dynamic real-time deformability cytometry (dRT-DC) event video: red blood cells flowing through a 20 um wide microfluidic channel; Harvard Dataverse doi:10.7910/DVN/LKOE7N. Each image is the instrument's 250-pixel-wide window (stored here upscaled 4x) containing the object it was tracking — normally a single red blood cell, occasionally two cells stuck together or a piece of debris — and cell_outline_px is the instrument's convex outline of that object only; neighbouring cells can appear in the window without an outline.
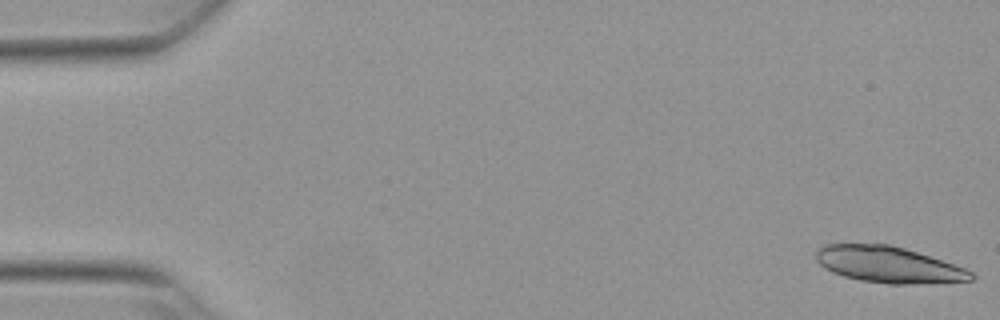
{"species": "Egyptian fruit bat (a non-hibernating species)", "species_latin": "Rousettus aegyptiacus", "temperature_condition": "warm", "stored_images_in_passage": 23, "segment_of_instrument_passage": [1, 2], "camera_frame_rate_fps": 3000, "um_per_image_px": 0.085, "animal": {"sex": "female"}, "frame": {"image": 1, "passage_image": 1, "time_ms": 0.0, "image_size_px": [1000, 320], "cell_outline_px": [[976, 276], [972, 280], [912, 284], [888, 284], [860, 280], [844, 276], [832, 272], [824, 268], [816, 260], [816, 252], [820, 248], [828, 244], [888, 244], [904, 248], [964, 268], [972, 272]], "centroid_in_image_um": [75.49, 22.5], "position_along_channel_um": 9.5, "area_um2": 32.31}}
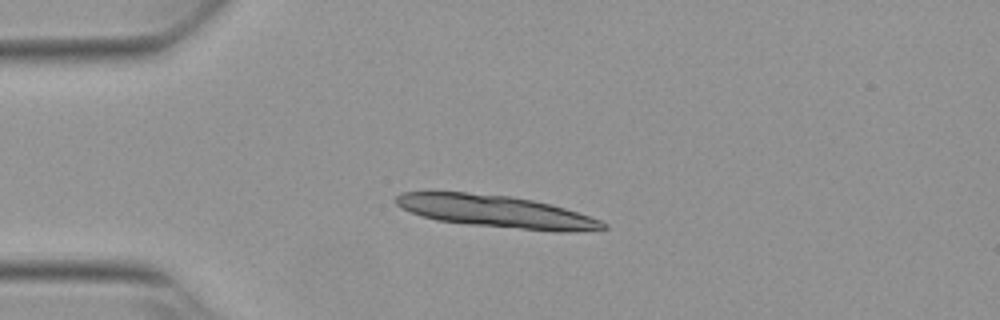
{"frame": {"image": 2, "passage_image": 13, "time_ms": 4.0, "image_size_px": [1000, 320], "cell_outline_px": [[608, 228], [568, 232], [556, 232], [468, 224], [436, 220], [400, 208], [396, 204], [396, 196], [400, 192], [468, 192], [512, 196], [532, 200], [564, 208], [600, 220], [608, 224]], "centroid_in_image_um": [42.17, 17.98], "position_along_channel_um": 42.8, "area_um2": 38.61}}